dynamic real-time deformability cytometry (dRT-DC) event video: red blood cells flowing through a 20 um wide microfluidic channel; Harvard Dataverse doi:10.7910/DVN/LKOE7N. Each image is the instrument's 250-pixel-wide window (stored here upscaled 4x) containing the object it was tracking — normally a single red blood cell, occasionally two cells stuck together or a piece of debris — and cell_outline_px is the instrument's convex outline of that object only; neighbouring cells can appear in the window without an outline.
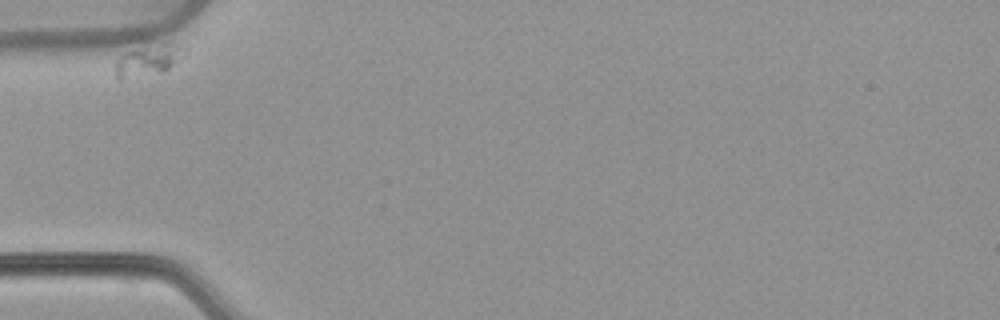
{"species": "common noctule bat (a hibernating species)", "species_latin": "Nyctalus noctula", "temperature_condition": "warm", "stored_images_in_passage": 41, "camera_frame_rate_fps": 3000, "um_per_image_px": 0.085, "animal": {"sex": "female", "body_mass_g": 22.7, "forearm_length_mm": 54.2}, "frame": {"image": 1, "passage_image": 1, "time_ms": 0.0, "image_size_px": [1000, 320], "cell_outline_px": [[188, 52], [184, 56], [168, 68], [120, 76], [116, 76], [116, 60], [124, 52], [164, 40], [188, 48]], "centroid_in_image_um": [12.73, 4.94], "position_along_channel_um": 72.3, "area_um2": 11.73}}
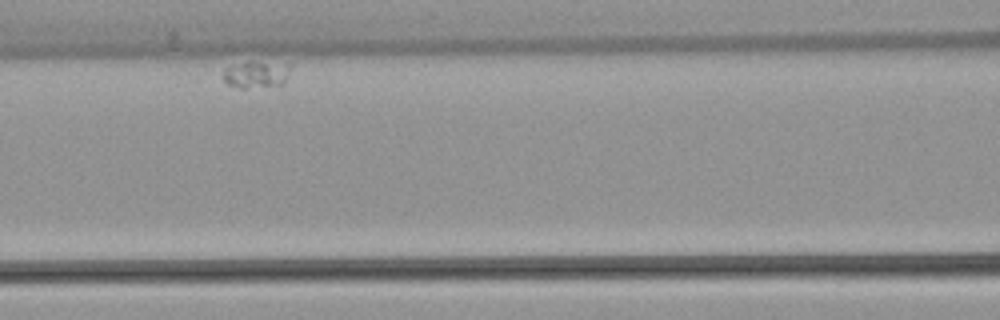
{"frame": {"image": 2, "passage_image": 12, "time_ms": 3.667, "image_size_px": [1000, 320], "cell_outline_px": [[292, 64], [284, 84], [244, 88], [240, 88], [228, 84], [224, 80], [224, 68], [228, 64], [248, 60], [252, 60]], "centroid_in_image_um": [21.76, 6.26], "position_along_channel_um": 144.8, "area_um2": 10.98}}